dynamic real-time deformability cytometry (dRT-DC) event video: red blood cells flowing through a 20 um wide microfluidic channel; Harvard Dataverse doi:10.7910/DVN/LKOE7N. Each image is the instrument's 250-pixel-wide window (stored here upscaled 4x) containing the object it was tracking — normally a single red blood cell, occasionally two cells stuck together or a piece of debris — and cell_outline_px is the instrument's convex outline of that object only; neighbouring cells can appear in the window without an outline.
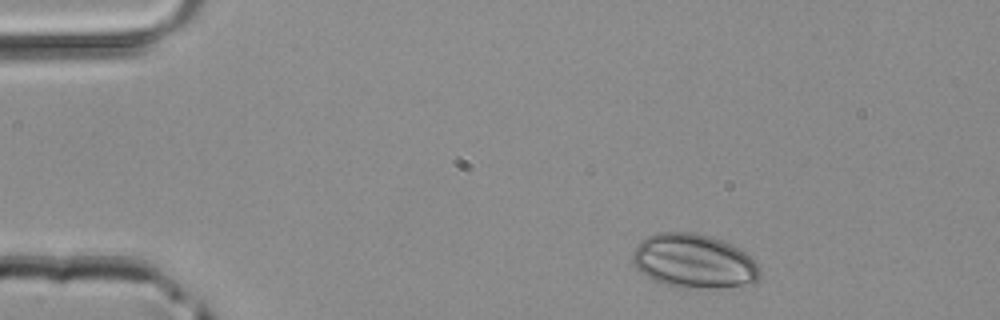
{"species": "common noctule bat (a hibernating species)", "species_latin": "Nyctalus noctula", "temperature_condition": "room temperature", "stored_images_in_passage": 40, "camera_frame_rate_fps": 3000, "um_per_image_px": 0.085, "animal": {"sex": "male", "body_mass_g": 20.4}, "frame": {"image": 1, "passage_image": 1, "time_ms": 0.0, "image_size_px": [1000, 320], "cell_outline_px": [[760, 276], [756, 284], [716, 288], [680, 288], [652, 280], [640, 272], [636, 268], [632, 260], [632, 252], [640, 240], [648, 236], [660, 232], [692, 232], [708, 236], [720, 240], [740, 248], [760, 268]], "centroid_in_image_um": [58.97, 22.22], "position_along_channel_um": 26.0, "area_um2": 40.34}}
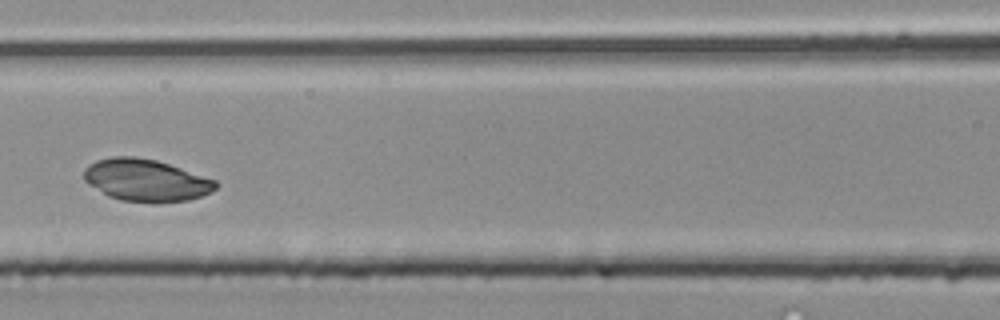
{"frame": {"image": 2, "passage_image": 15, "time_ms": 4.667, "image_size_px": [1000, 320], "cell_outline_px": [[220, 184], [212, 192], [188, 200], [160, 204], [152, 204], [120, 200], [108, 196], [88, 184], [84, 180], [84, 168], [88, 164], [96, 160], [112, 156], [136, 156], [156, 160], [216, 180]], "centroid_in_image_um": [12.4, 15.34], "position_along_channel_um": 154.2, "area_um2": 32.83}}
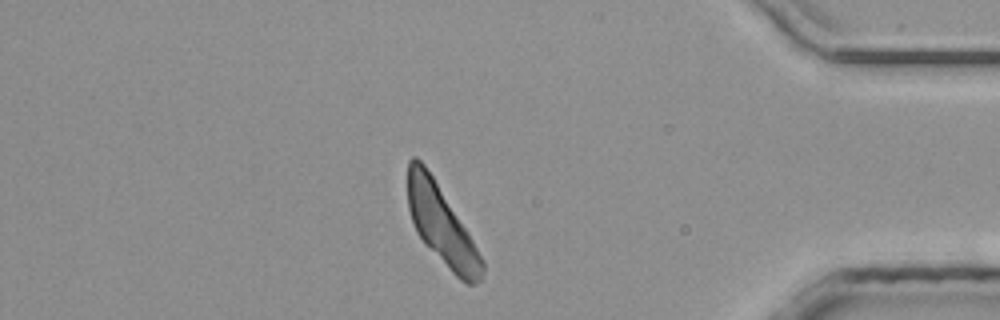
{"frame": {"image": 3, "passage_image": 34, "time_ms": 11.0, "image_size_px": [1000, 320], "cell_outline_px": [[484, 272], [480, 280], [476, 284], [468, 284], [460, 280], [424, 244], [416, 232], [408, 208], [408, 160], [412, 156], [416, 156], [424, 164], [432, 176], [468, 232], [484, 264]], "centroid_in_image_um": [37.5, 19.15], "position_along_channel_um": 397.7, "area_um2": 33.58}}